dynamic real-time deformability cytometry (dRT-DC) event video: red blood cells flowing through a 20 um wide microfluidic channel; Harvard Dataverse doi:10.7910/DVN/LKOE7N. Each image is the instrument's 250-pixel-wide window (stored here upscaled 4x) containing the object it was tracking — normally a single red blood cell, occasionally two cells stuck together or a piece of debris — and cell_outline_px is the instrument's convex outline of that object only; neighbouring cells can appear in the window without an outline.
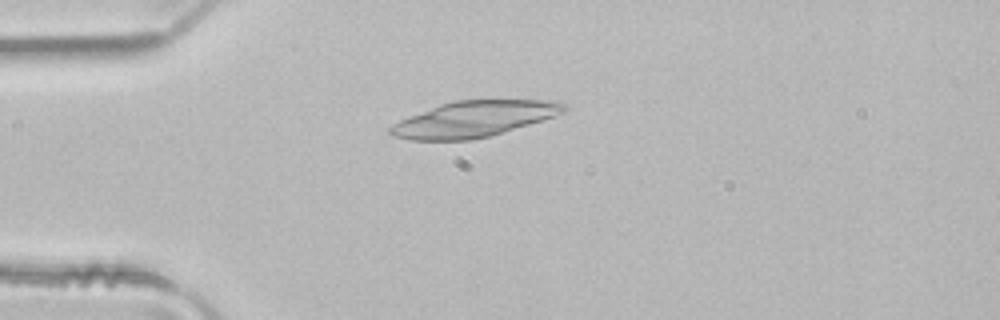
{"species": "common noctule bat (a hibernating species)", "species_latin": "Nyctalus noctula", "temperature_condition": "room temperature", "stored_images_in_passage": 5, "segment_of_instrument_passage": [2, 2], "camera_frame_rate_fps": 3000, "um_per_image_px": 0.085, "animal": {"sex": "male", "body_mass_g": 21.5, "forearm_length_mm": 52.0}, "frame": {"image": 1, "passage_image": 5, "time_ms": 1.333, "image_size_px": [1000, 320], "cell_outline_px": [[568, 108], [564, 112], [556, 116], [488, 136], [468, 140], [412, 140], [392, 136], [388, 132], [388, 128], [400, 120], [408, 116], [440, 104], [452, 100], [556, 100], [564, 104]], "centroid_in_image_um": [40.27, 10.11], "position_along_channel_um": 44.7, "area_um2": 36.13}}